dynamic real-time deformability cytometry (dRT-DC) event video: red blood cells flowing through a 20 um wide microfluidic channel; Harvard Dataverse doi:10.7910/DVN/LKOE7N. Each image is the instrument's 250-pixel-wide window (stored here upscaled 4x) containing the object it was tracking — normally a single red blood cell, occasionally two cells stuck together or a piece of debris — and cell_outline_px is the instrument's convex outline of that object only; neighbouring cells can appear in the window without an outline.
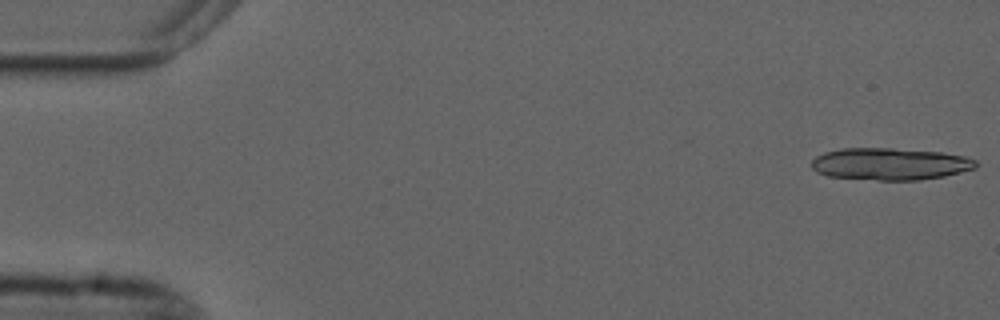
{"species": "common noctule bat (a hibernating species)", "species_latin": "Nyctalus noctula", "temperature_condition": "cold", "stored_images_in_passage": 15, "camera_frame_rate_fps": 3000, "um_per_image_px": 0.085, "animal": {"sex": "male", "forearm_length_mm": 52.5}, "frame": {"image": 1, "passage_image": 1, "time_ms": 0.0, "image_size_px": [1000, 320], "cell_outline_px": [[980, 164], [976, 168], [944, 176], [920, 180], [876, 180], [828, 176], [816, 172], [812, 168], [812, 160], [816, 156], [824, 152], [840, 148], [892, 148], [940, 152], [964, 156], [976, 160]], "centroid_in_image_um": [75.66, 13.93], "position_along_channel_um": 9.3, "area_um2": 30.87}}